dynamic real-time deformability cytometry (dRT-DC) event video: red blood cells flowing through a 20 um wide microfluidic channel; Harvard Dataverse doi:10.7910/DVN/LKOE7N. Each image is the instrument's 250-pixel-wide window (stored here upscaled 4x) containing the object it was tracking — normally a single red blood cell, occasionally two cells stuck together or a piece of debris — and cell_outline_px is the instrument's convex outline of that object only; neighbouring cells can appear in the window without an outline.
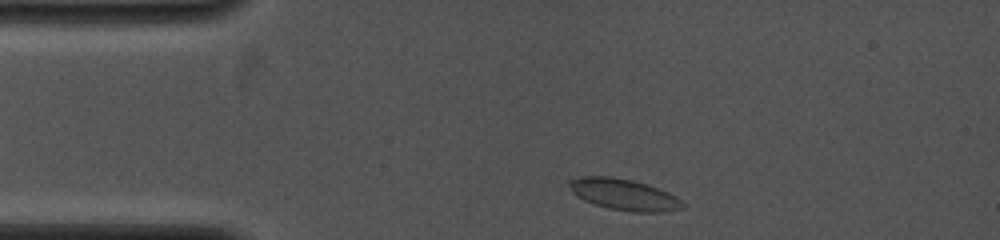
{"species": "common noctule bat (a hibernating species)", "species_latin": "Nyctalus noctula", "temperature_condition": "cold", "stored_images_in_passage": 2, "camera_frame_rate_fps": 4000, "um_per_image_px": 0.085, "animal": {"sex": "female", "body_mass_g": 19.0, "forearm_length_mm": 53.3}, "frame": {"image": 1, "passage_image": 1, "time_ms": 0.0, "image_size_px": [1000, 240], "cell_outline_px": [[684, 208], [660, 212], [632, 212], [608, 208], [584, 200], [576, 196], [572, 192], [568, 184], [568, 180], [580, 176], [612, 176], [632, 180], [648, 184], [668, 192], [676, 196], [684, 204]], "centroid_in_image_um": [53.02, 16.52], "position_along_channel_um": 32.0, "area_um2": 20.75}}